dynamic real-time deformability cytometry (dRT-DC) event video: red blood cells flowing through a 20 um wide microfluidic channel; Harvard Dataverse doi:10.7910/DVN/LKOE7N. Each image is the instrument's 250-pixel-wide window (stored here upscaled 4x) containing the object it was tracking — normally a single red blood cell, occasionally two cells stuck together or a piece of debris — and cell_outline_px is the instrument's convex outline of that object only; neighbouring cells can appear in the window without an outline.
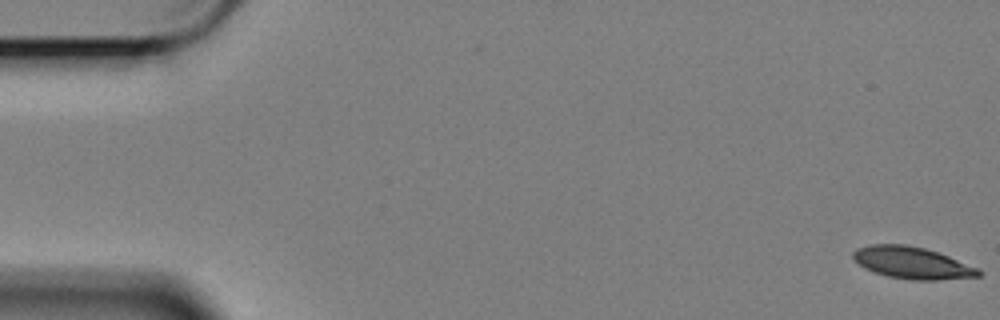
{"species": "Egyptian fruit bat (a non-hibernating species)", "species_latin": "Rousettus aegyptiacus", "temperature_condition": "cold", "stored_images_in_passage": 59, "camera_frame_rate_fps": 3000, "um_per_image_px": 0.085, "animal": {"sex": "female"}, "frame": {"image": 1, "passage_image": 1, "time_ms": 0.0, "image_size_px": [1000, 320], "cell_outline_px": [[984, 272], [980, 276], [940, 280], [912, 280], [888, 276], [864, 268], [852, 256], [852, 252], [856, 248], [872, 244], [904, 244], [924, 248], [948, 256], [980, 268]], "centroid_in_image_um": [77.57, 22.34], "position_along_channel_um": 7.4, "area_um2": 23.29}}
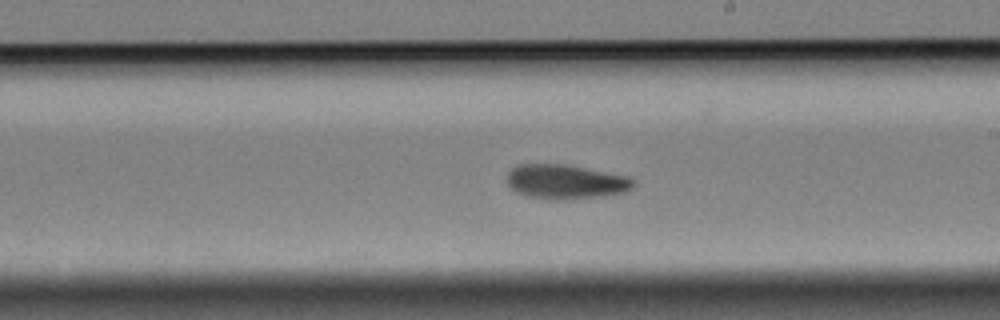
{"frame": {"image": 2, "passage_image": 34, "time_ms": 11.0, "image_size_px": [1000, 320], "cell_outline_px": [[636, 184], [632, 188], [624, 192], [608, 196], [564, 200], [552, 200], [528, 196], [516, 192], [508, 184], [508, 172], [516, 164], [564, 164], [628, 176], [636, 180]], "centroid_in_image_um": [48.11, 15.46], "position_along_channel_um": 240.9, "area_um2": 25.61}}
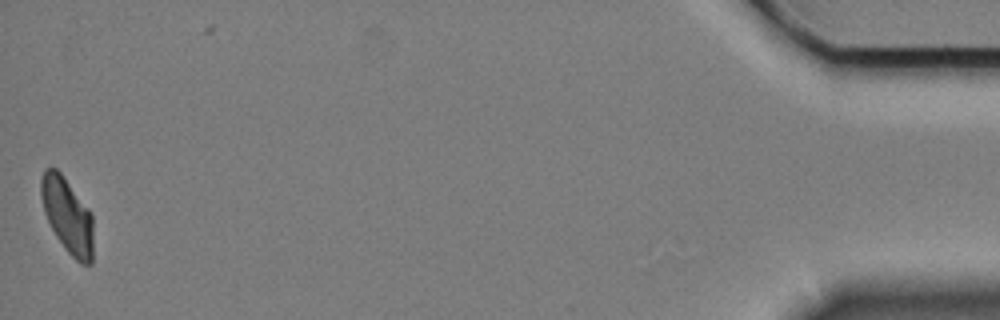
{"frame": {"image": 3, "passage_image": 59, "time_ms": 19.333, "image_size_px": [1000, 320], "cell_outline_px": [[92, 264], [80, 264], [64, 248], [56, 236], [44, 212], [40, 196], [40, 180], [44, 168], [56, 168], [60, 172], [92, 212]], "centroid_in_image_um": [5.72, 18.3], "position_along_channel_um": 429.5, "area_um2": 22.89}, "authors_computed_cell_mechanics": {"area_um2": 24.6806, "velocity_mm_per_s": 3.3673, "shape_relaxation_time_tau1_ms": 8.9385, "shape_relaxation_time_tau2_ms": 7.5591, "deformation_change_tau1": 0.2038, "deformation_change_tau2": 0.1282}}